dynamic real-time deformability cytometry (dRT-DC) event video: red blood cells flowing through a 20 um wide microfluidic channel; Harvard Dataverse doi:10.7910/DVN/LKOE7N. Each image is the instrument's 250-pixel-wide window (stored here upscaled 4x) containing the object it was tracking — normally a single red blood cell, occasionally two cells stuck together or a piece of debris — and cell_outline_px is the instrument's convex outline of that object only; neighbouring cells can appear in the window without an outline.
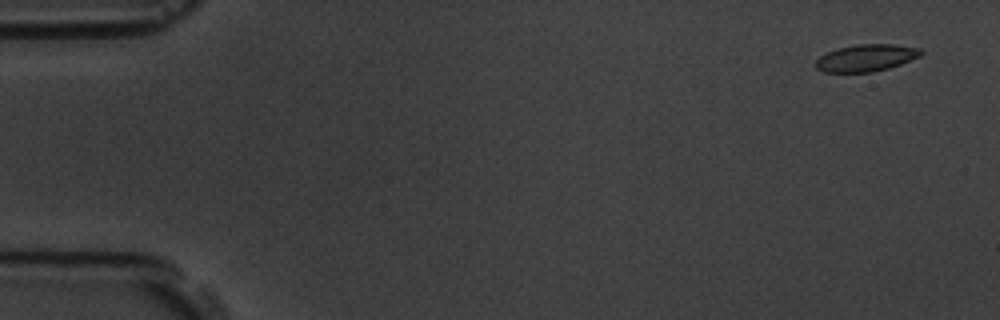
{"species": "common noctule bat (a hibernating species)", "species_latin": "Nyctalus noctula", "temperature_condition": "room temperature", "stored_images_in_passage": 5, "camera_frame_rate_fps": 3000, "um_per_image_px": 0.085, "animal": {"sex": "male", "body_mass_g": 19.5, "forearm_length_mm": 54.6}, "frame": {"image": 1, "passage_image": 1, "time_ms": 0.0, "image_size_px": [1000, 320], "cell_outline_px": [[924, 52], [920, 56], [900, 64], [888, 68], [872, 72], [824, 72], [816, 68], [812, 64], [820, 56], [828, 52], [840, 48], [856, 44], [892, 44], [920, 48]], "centroid_in_image_um": [73.6, 4.92], "position_along_channel_um": 11.4, "area_um2": 16.53}}
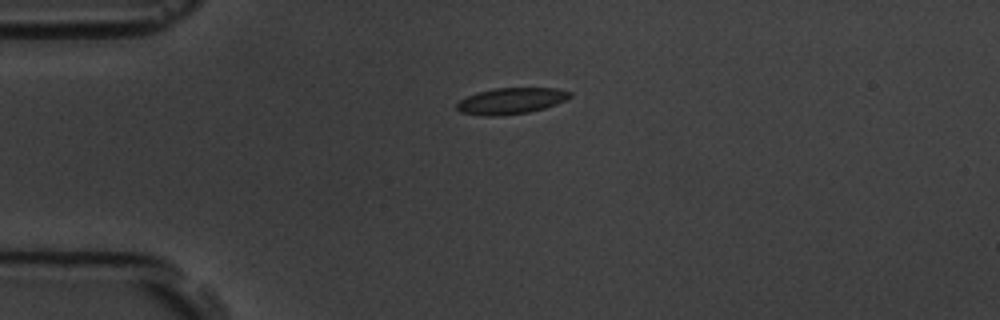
{"frame": {"image": 2, "passage_image": 4, "time_ms": 3.667, "image_size_px": [1000, 320], "cell_outline_px": [[572, 96], [556, 104], [544, 108], [528, 112], [496, 116], [484, 116], [460, 112], [456, 108], [456, 104], [460, 100], [476, 92], [496, 88], [556, 88], [572, 92]], "centroid_in_image_um": [43.43, 8.57], "position_along_channel_um": 41.6, "area_um2": 17.22}}